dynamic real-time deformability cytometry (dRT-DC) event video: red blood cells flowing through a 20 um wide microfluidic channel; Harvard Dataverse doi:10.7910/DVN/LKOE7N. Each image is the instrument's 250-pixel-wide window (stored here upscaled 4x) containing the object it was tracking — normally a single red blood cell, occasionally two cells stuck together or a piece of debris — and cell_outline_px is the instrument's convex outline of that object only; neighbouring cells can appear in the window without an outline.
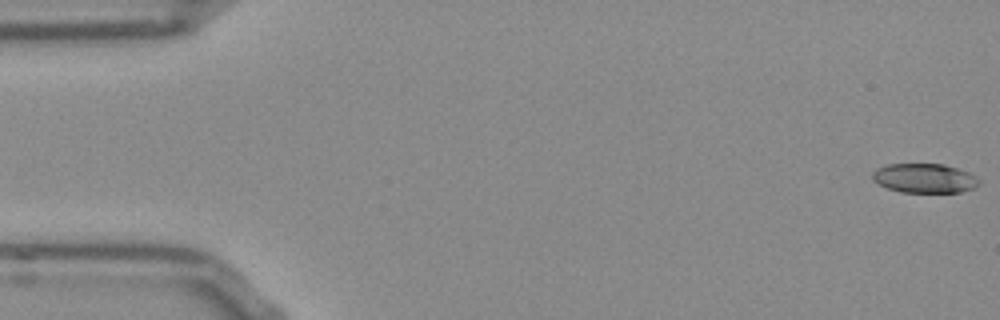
{"species": "Egyptian fruit bat (a non-hibernating species)", "species_latin": "Rousettus aegyptiacus", "temperature_condition": "room temperature", "stored_images_in_passage": 13, "camera_frame_rate_fps": 3000, "um_per_image_px": 0.085, "frame": {"image": 1, "passage_image": 1, "time_ms": 0.0, "image_size_px": [1000, 320], "cell_outline_px": [[980, 184], [972, 188], [960, 192], [900, 192], [888, 188], [872, 180], [872, 172], [876, 168], [888, 164], [944, 164], [968, 172], [976, 176], [980, 180]], "centroid_in_image_um": [78.57, 15.14], "position_along_channel_um": 6.4, "area_um2": 18.21}}
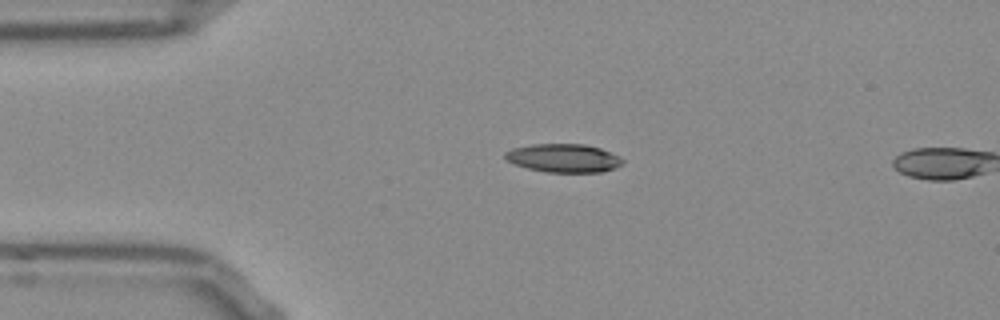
{"frame": {"image": 2, "passage_image": 12, "time_ms": 3.667, "image_size_px": [1000, 320], "cell_outline_px": [[624, 160], [620, 164], [612, 168], [600, 172], [548, 172], [528, 168], [504, 160], [504, 152], [512, 148], [532, 144], [584, 144], [600, 148]], "centroid_in_image_um": [47.82, 13.43], "position_along_channel_um": 37.2, "area_um2": 19.19}}